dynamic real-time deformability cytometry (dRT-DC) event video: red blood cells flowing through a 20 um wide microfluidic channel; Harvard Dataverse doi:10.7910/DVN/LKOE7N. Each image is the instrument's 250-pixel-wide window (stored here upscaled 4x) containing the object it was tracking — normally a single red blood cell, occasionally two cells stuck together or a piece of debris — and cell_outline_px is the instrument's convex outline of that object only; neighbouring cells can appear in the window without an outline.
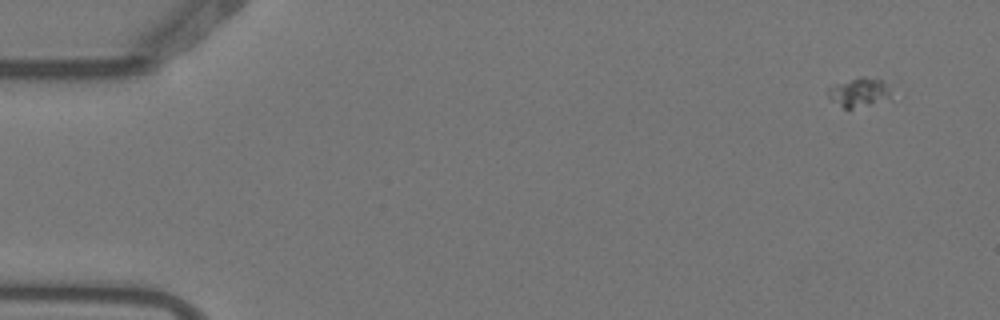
{"species": "Egyptian fruit bat (a non-hibernating species)", "species_latin": "Rousettus aegyptiacus", "temperature_condition": "warm", "stored_images_in_passage": 4, "camera_frame_rate_fps": 3000, "um_per_image_px": 0.085, "animal": {"sex": "female"}, "frame": {"image": 1, "passage_image": 1, "time_ms": 0.0, "image_size_px": [1000, 320], "cell_outline_px": [[892, 100], [852, 108], [844, 108], [832, 100], [828, 96], [828, 88], [832, 84], [860, 76], [864, 76], [880, 80], [892, 88]], "centroid_in_image_um": [73.08, 7.84], "position_along_channel_um": 11.9, "area_um2": 10.98}}
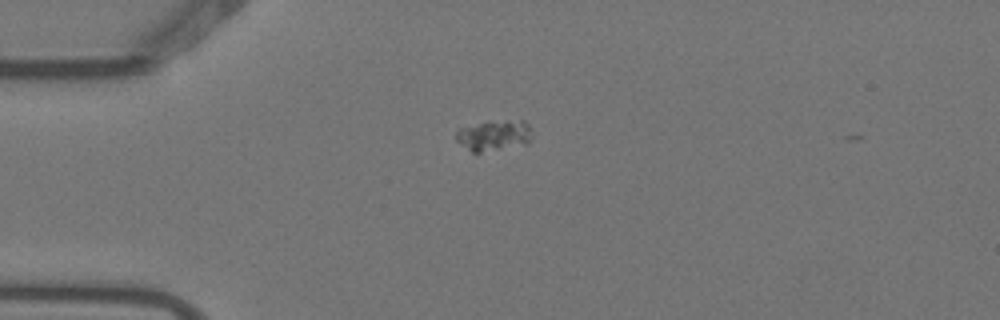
{"frame": {"image": 2, "passage_image": 4, "time_ms": 1.0, "image_size_px": [1000, 320], "cell_outline_px": [[532, 136], [528, 144], [476, 156], [460, 144], [456, 140], [456, 132], [460, 128], [480, 124], [508, 120], [524, 120], [532, 128]], "centroid_in_image_um": [42.03, 11.59], "position_along_channel_um": 43.0, "area_um2": 14.16}}